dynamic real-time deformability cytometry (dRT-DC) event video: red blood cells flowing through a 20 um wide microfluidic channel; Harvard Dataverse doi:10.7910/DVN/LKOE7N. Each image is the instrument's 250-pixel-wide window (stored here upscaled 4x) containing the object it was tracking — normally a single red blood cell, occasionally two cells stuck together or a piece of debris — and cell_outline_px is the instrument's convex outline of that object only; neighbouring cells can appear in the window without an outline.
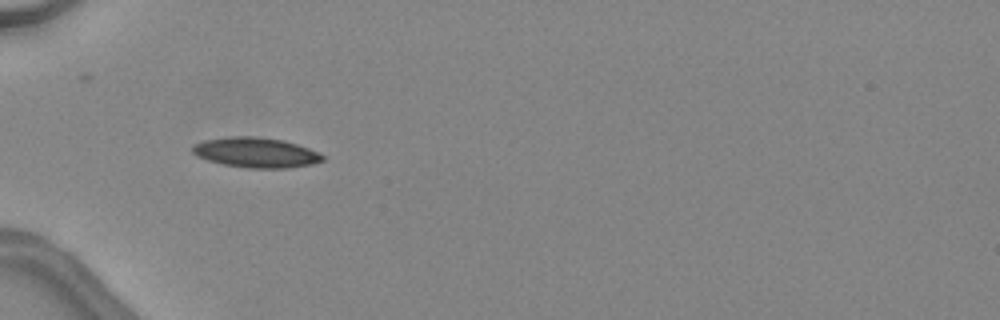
{"species": "common noctule bat (a hibernating species)", "species_latin": "Nyctalus noctula", "temperature_condition": "warm", "stored_images_in_passage": 32, "camera_frame_rate_fps": 3000, "um_per_image_px": 0.085, "animal": {"sex": "female", "body_mass_g": 24.6, "forearm_length_mm": 56.2}, "frame": {"image": 1, "passage_image": 1, "time_ms": 0.0, "image_size_px": [1000, 320], "cell_outline_px": [[324, 160], [312, 164], [288, 168], [248, 168], [224, 164], [208, 160], [196, 156], [192, 152], [192, 148], [196, 144], [204, 140], [228, 136], [252, 136], [284, 140], [308, 148], [324, 156]], "centroid_in_image_um": [21.74, 12.96], "position_along_channel_um": 63.3, "area_um2": 22.66}}
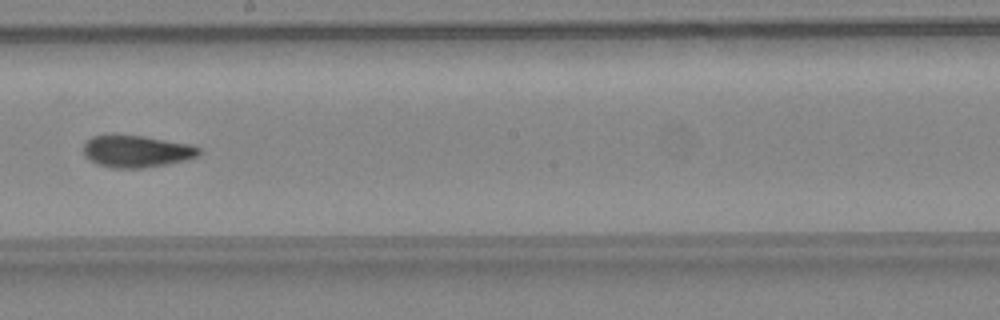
{"frame": {"image": 2, "passage_image": 13, "time_ms": 4.0, "image_size_px": [1000, 320], "cell_outline_px": [[200, 152], [196, 156], [184, 160], [168, 164], [144, 168], [112, 168], [96, 164], [84, 156], [84, 144], [92, 136], [144, 136], [192, 144], [200, 148]], "centroid_in_image_um": [11.61, 12.88], "position_along_channel_um": 236.6, "area_um2": 21.39}}
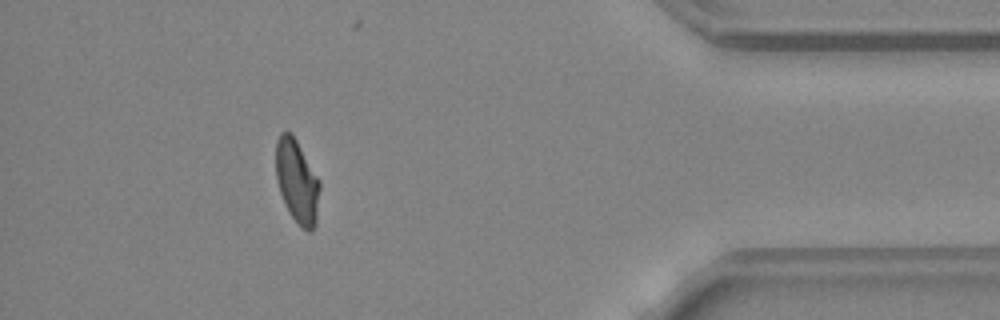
{"frame": {"image": 3, "passage_image": 27, "time_ms": 8.667, "image_size_px": [1000, 320], "cell_outline_px": [[320, 188], [316, 224], [308, 232], [296, 224], [280, 192], [276, 180], [276, 140], [280, 132], [292, 132], [320, 180]], "centroid_in_image_um": [25.25, 15.39], "position_along_channel_um": 409.9, "area_um2": 21.39}, "authors_computed_cell_mechanics": {"area_um2": 21.5305, "velocity_mm_per_s": 4.5412, "shape_relaxation_time_tau1_ms": 5.5086, "shape_relaxation_time_tau2_ms": 2.9562, "deformation_change_tau1": 0.1777, "deformation_change_tau2": 0.0494}}